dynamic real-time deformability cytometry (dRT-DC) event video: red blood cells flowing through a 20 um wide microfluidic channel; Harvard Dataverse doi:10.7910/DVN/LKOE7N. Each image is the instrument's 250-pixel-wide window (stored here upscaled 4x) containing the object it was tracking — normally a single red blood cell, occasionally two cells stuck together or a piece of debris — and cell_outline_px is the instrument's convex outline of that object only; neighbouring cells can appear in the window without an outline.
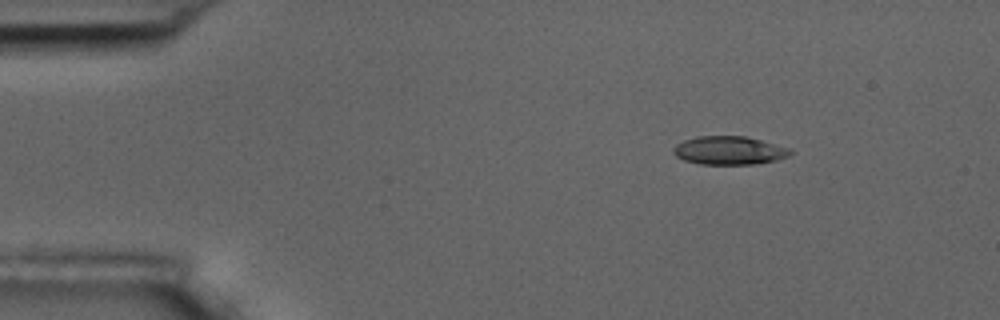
{"species": "common noctule bat (a hibernating species)", "species_latin": "Nyctalus noctula", "temperature_condition": "room temperature", "stored_images_in_passage": 13, "camera_frame_rate_fps": 3000, "um_per_image_px": 0.085, "animal": {"sex": "male", "body_mass_g": 17.5, "forearm_length_mm": 52.3}, "frame": {"image": 1, "passage_image": 1, "time_ms": 0.0, "image_size_px": [1000, 320], "cell_outline_px": [[792, 152], [788, 156], [776, 160], [752, 164], [700, 164], [684, 160], [676, 156], [672, 152], [672, 148], [676, 144], [684, 140], [696, 136], [744, 136], [792, 148]], "centroid_in_image_um": [61.96, 12.78], "position_along_channel_um": 23.0, "area_um2": 19.36}}
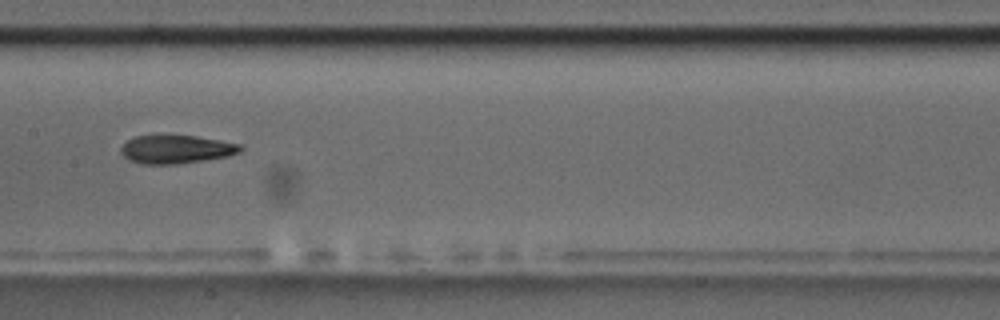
{"frame": {"image": 2, "passage_image": 6, "time_ms": 6.667, "image_size_px": [1000, 320], "cell_outline_px": [[244, 148], [240, 152], [228, 156], [204, 160], [176, 164], [140, 164], [124, 156], [120, 152], [120, 148], [128, 140], [136, 136], [196, 136], [240, 144]], "centroid_in_image_um": [14.99, 12.7], "position_along_channel_um": 192.4, "area_um2": 19.48}}
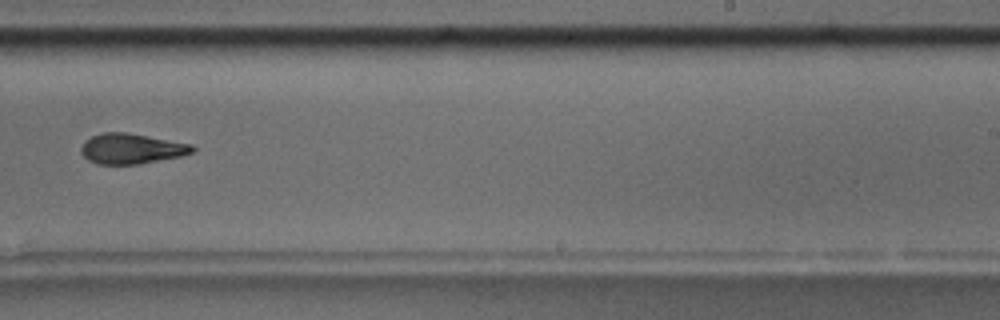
{"frame": {"image": 3, "passage_image": 8, "time_ms": 9.0, "image_size_px": [1000, 320], "cell_outline_px": [[196, 152], [180, 156], [140, 164], [96, 164], [88, 160], [80, 152], [80, 148], [84, 140], [92, 136], [104, 132], [124, 132], [192, 144], [196, 148]], "centroid_in_image_um": [11.16, 12.64], "position_along_channel_um": 277.8, "area_um2": 19.71}, "authors_computed_cell_mechanics": {"area_um2": 19.8254, "velocity_mm_per_s": 3.6682, "shape_relaxation_time_tau1_ms": null, "shape_relaxation_time_tau2_ms": 4.7337, "deformation_change_tau1": null, "deformation_change_tau2": 0.1227}}